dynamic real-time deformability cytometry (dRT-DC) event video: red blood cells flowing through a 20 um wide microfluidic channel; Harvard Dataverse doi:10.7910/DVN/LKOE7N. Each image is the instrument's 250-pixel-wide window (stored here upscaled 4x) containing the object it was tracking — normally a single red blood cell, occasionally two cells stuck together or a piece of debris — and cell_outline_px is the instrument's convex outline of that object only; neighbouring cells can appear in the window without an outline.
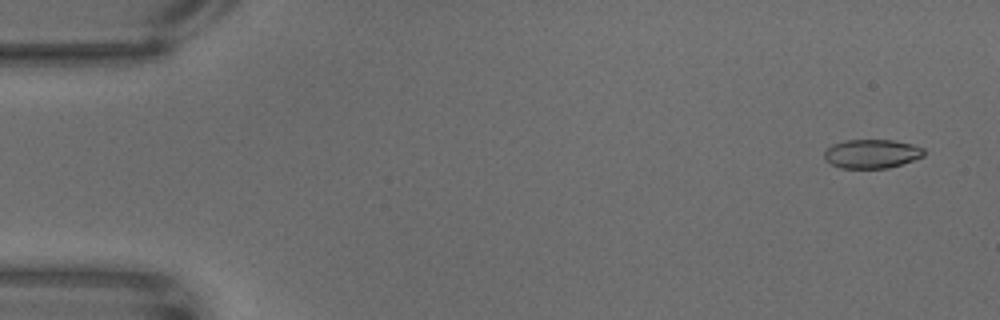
{"species": "common noctule bat (a hibernating species)", "species_latin": "Nyctalus noctula", "temperature_condition": "warm", "stored_images_in_passage": 64, "camera_frame_rate_fps": 3000, "um_per_image_px": 0.085, "animal": {"sex": "male", "body_mass_g": 18.8}, "frame": {"image": 1, "passage_image": 3, "time_ms": 0.667, "image_size_px": [1000, 320], "cell_outline_px": [[924, 156], [888, 168], [840, 168], [824, 160], [824, 152], [832, 144], [844, 140], [892, 140], [912, 144], [924, 148]], "centroid_in_image_um": [74.07, 13.07], "position_along_channel_um": 10.9, "area_um2": 16.76}}
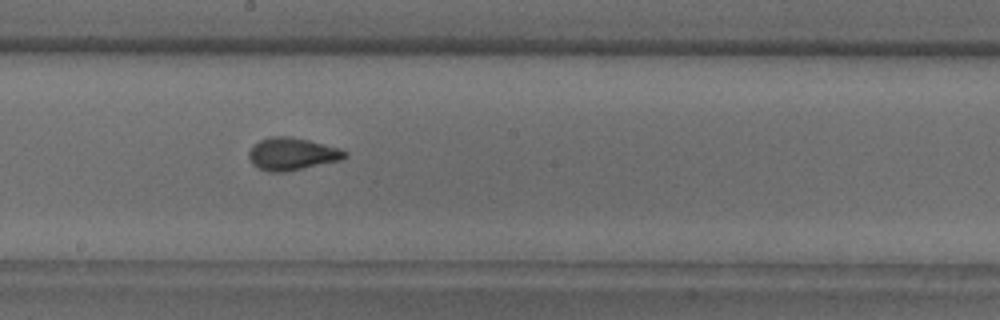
{"frame": {"image": 2, "passage_image": 35, "time_ms": 11.333, "image_size_px": [1000, 320], "cell_outline_px": [[348, 156], [344, 160], [288, 172], [268, 172], [256, 168], [252, 164], [248, 156], [248, 152], [260, 140], [268, 136], [288, 136], [308, 140], [340, 148], [348, 152]], "centroid_in_image_um": [24.86, 13.11], "position_along_channel_um": 223.3, "area_um2": 18.55}}
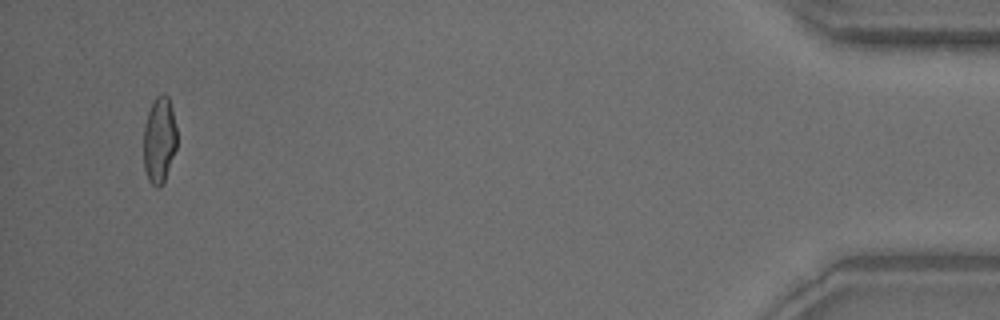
{"frame": {"image": 3, "passage_image": 61, "time_ms": 20.0, "image_size_px": [1000, 320], "cell_outline_px": [[176, 148], [164, 184], [160, 188], [156, 188], [148, 180], [144, 168], [144, 124], [152, 100], [156, 96], [164, 92], [168, 96], [172, 108], [176, 128]], "centroid_in_image_um": [13.54, 11.9], "position_along_channel_um": 421.7, "area_um2": 17.05}}